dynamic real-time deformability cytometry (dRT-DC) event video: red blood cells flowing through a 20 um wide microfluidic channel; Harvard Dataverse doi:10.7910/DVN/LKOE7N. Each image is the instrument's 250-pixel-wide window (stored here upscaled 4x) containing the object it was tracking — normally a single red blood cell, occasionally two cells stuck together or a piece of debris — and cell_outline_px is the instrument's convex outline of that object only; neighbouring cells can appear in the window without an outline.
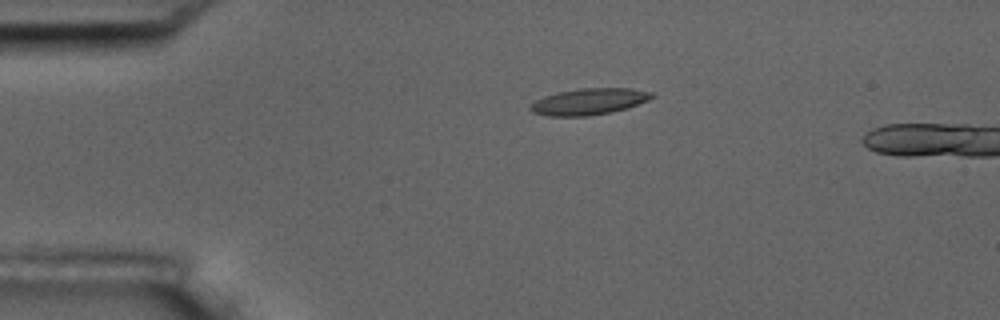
{"species": "common noctule bat (a hibernating species)", "species_latin": "Nyctalus noctula", "temperature_condition": "room temperature", "stored_images_in_passage": 2, "camera_frame_rate_fps": 3000, "um_per_image_px": 0.085, "animal": {"sex": "male", "body_mass_g": 17.5, "forearm_length_mm": 52.3}, "frame": {"image": 1, "passage_image": 1, "time_ms": 0.0, "image_size_px": [1000, 320], "cell_outline_px": [[656, 96], [648, 100], [628, 108], [612, 112], [588, 116], [548, 116], [532, 112], [528, 108], [536, 100], [544, 96], [556, 92], [580, 88], [632, 88], [652, 92]], "centroid_in_image_um": [50.08, 8.63], "position_along_channel_um": 34.9, "area_um2": 18.84}}